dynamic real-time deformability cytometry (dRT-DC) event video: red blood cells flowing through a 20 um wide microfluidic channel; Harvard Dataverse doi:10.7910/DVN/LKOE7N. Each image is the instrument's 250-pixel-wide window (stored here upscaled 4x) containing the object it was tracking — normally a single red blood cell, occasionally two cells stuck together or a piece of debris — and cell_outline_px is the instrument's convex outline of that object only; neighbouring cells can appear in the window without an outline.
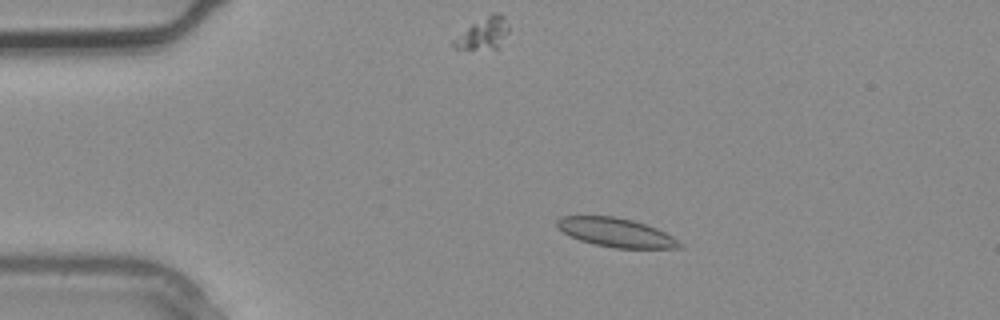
{"species": "common noctule bat (a hibernating species)", "species_latin": "Nyctalus noctula", "temperature_condition": "warm", "stored_images_in_passage": 3, "camera_frame_rate_fps": 3000, "um_per_image_px": 0.085, "animal": {"sex": "male", "body_mass_g": 20.4}, "frame": {"image": 1, "passage_image": 2, "time_ms": 0.333, "image_size_px": [1000, 320], "cell_outline_px": [[684, 248], [616, 248], [592, 244], [580, 240], [564, 232], [556, 224], [556, 220], [560, 216], [616, 216], [632, 220], [656, 228], [672, 236], [684, 244]], "centroid_in_image_um": [52.39, 19.76], "position_along_channel_um": 32.6, "area_um2": 20.58}}